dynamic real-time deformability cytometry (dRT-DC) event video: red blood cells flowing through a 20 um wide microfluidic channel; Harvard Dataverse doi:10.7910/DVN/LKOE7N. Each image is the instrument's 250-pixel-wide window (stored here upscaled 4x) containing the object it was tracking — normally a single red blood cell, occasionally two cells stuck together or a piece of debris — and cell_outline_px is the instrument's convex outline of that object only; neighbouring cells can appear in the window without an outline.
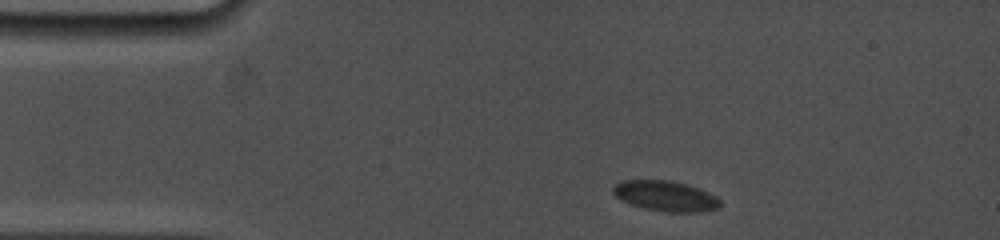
{"species": "common noctule bat (a hibernating species)", "species_latin": "Nyctalus noctula", "temperature_condition": "cold", "stored_images_in_passage": 7, "camera_frame_rate_fps": 5000, "um_per_image_px": 0.085, "animal": {"sex": "female", "body_mass_g": 19.0, "forearm_length_mm": 53.3}, "frame": {"image": 1, "passage_image": 1, "time_ms": 0.0, "image_size_px": [1000, 240], "cell_outline_px": [[720, 208], [700, 212], [668, 212], [644, 208], [620, 200], [612, 192], [612, 188], [616, 184], [624, 180], [672, 180], [688, 184], [700, 188], [716, 196], [720, 200]], "centroid_in_image_um": [56.6, 16.65], "position_along_channel_um": 28.4, "area_um2": 19.07}}
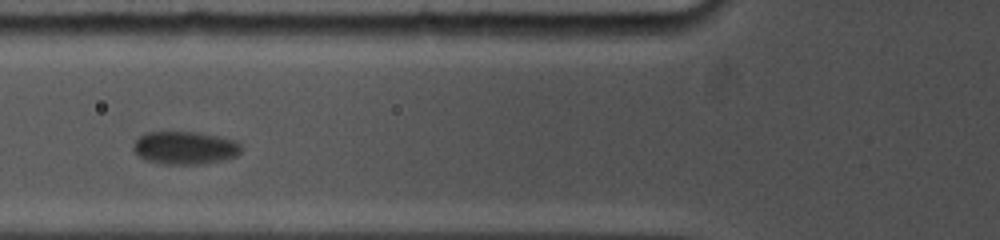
{"frame": {"image": 2, "passage_image": 5, "time_ms": 3.8, "image_size_px": [1000, 240], "cell_outline_px": [[240, 152], [236, 156], [220, 160], [196, 164], [164, 164], [148, 160], [140, 156], [132, 148], [136, 140], [144, 132], [196, 132], [220, 136], [236, 140], [240, 144]], "centroid_in_image_um": [15.72, 12.55], "position_along_channel_um": 110.1, "area_um2": 20.46}}
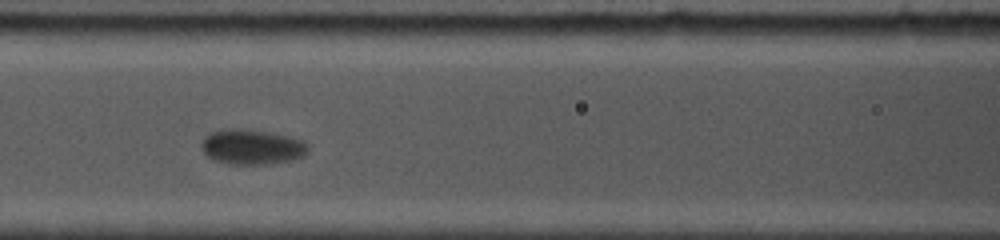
{"frame": {"image": 3, "passage_image": 6, "time_ms": 4.8, "image_size_px": [1000, 240], "cell_outline_px": [[308, 152], [304, 156], [292, 160], [264, 164], [232, 164], [216, 160], [208, 156], [200, 148], [200, 144], [204, 136], [212, 132], [224, 128], [244, 128], [272, 132], [304, 140], [308, 144]], "centroid_in_image_um": [21.42, 12.46], "position_along_channel_um": 145.2, "area_um2": 22.08}}